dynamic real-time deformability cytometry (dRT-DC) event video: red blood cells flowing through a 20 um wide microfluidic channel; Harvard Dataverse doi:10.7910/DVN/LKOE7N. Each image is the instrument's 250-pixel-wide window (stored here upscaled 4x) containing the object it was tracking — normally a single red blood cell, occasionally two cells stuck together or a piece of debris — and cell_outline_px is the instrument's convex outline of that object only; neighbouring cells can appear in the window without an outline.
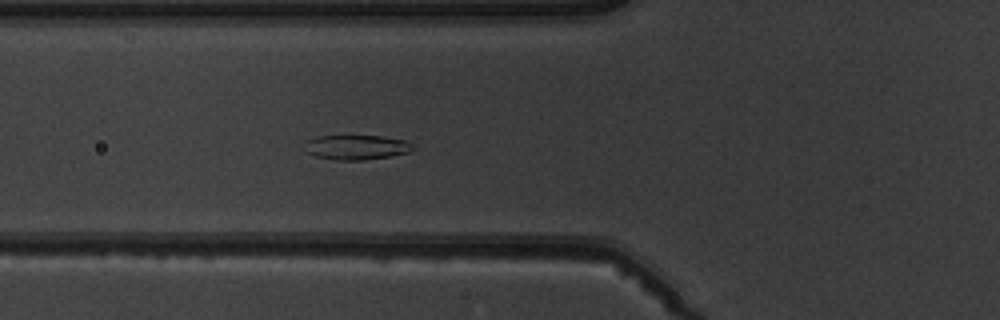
{"species": "common noctule bat (a hibernating species)", "species_latin": "Nyctalus noctula", "temperature_condition": "warm", "stored_images_in_passage": 6, "camera_frame_rate_fps": 3000, "um_per_image_px": 0.085, "animal": {"sex": "male", "body_mass_g": 19.5, "forearm_length_mm": 54.6}, "frame": {"image": 1, "passage_image": 6, "time_ms": 6.667, "image_size_px": [1000, 320], "cell_outline_px": [[416, 148], [408, 152], [392, 156], [364, 160], [336, 160], [316, 156], [308, 152], [308, 140], [316, 136], [384, 136], [404, 140], [412, 144]], "centroid_in_image_um": [30.38, 12.52], "position_along_channel_um": 95.4, "area_um2": 15.37}}